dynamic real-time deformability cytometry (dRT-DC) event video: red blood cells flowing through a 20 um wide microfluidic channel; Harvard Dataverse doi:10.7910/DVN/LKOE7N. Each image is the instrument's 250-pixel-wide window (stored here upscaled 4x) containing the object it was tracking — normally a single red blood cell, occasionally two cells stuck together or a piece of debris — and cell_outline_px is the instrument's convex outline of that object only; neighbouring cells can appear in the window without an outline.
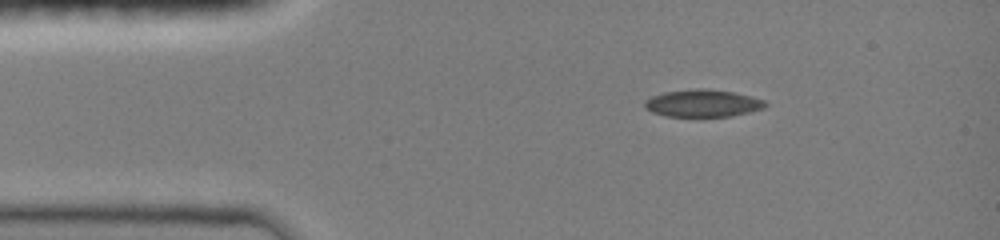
{"species": "common noctule bat (a hibernating species)", "species_latin": "Nyctalus noctula", "temperature_condition": "room temperature", "stored_images_in_passage": 44, "camera_frame_rate_fps": 3000, "um_per_image_px": 0.085, "animal": {"sex": "female", "body_mass_g": 19.0, "forearm_length_mm": 51.5}, "frame": {"image": 1, "passage_image": 1, "time_ms": 0.0, "image_size_px": [1000, 240], "cell_outline_px": [[768, 104], [764, 108], [732, 116], [700, 120], [664, 116], [652, 112], [644, 108], [644, 100], [652, 96], [664, 92], [696, 88], [704, 88], [736, 92], [752, 96], [764, 100]], "centroid_in_image_um": [59.71, 8.82], "position_along_channel_um": 25.3, "area_um2": 20.35}}
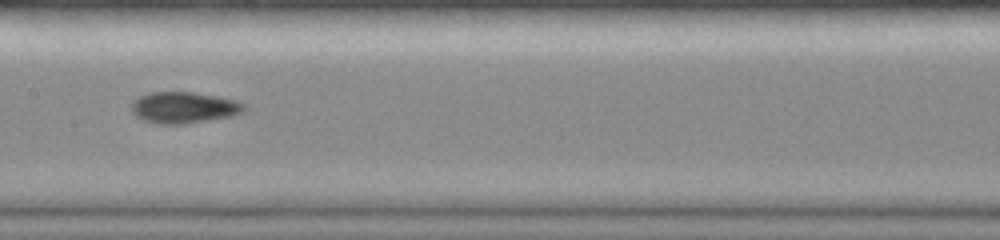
{"frame": {"image": 2, "passage_image": 26, "time_ms": 5.333, "image_size_px": [1000, 240], "cell_outline_px": [[248, 108], [244, 112], [236, 116], [184, 124], [156, 124], [144, 120], [136, 116], [132, 112], [132, 100], [140, 96], [152, 92], [192, 92], [216, 96], [236, 100], [244, 104]], "centroid_in_image_um": [15.67, 9.15], "position_along_channel_um": 191.7, "area_um2": 20.81}}
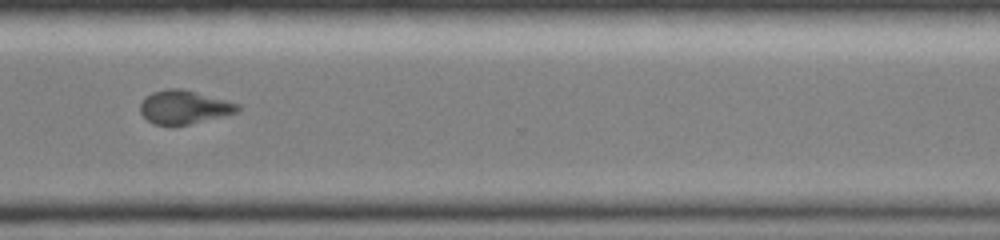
{"frame": {"image": 3, "passage_image": 43, "time_ms": 9.333, "image_size_px": [1000, 240], "cell_outline_px": [[240, 108], [236, 112], [188, 124], [152, 124], [140, 112], [140, 104], [144, 96], [152, 92], [168, 88], [184, 88], [240, 104]], "centroid_in_image_um": [15.61, 9.07], "position_along_channel_um": 355.0, "area_um2": 18.84}}